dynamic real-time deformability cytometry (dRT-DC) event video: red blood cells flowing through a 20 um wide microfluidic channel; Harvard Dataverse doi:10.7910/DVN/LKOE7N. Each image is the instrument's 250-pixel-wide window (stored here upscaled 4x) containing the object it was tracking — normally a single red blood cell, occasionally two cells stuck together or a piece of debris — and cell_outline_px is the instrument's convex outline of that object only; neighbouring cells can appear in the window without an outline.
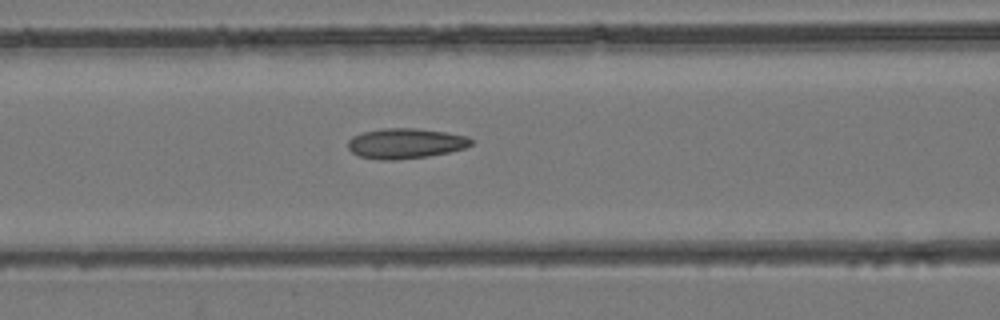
{"species": "common noctule bat (a hibernating species)", "species_latin": "Nyctalus noctula", "temperature_condition": "room temperature", "stored_images_in_passage": 40, "camera_frame_rate_fps": 3000, "um_per_image_px": 0.085, "animal": {"sex": "female", "body_mass_g": 24.6, "forearm_length_mm": 56.2}, "frame": {"image": 1, "passage_image": 19, "time_ms": 6.0, "image_size_px": [1000, 320], "cell_outline_px": [[476, 140], [472, 144], [464, 148], [448, 152], [428, 156], [396, 160], [380, 160], [360, 156], [352, 152], [348, 148], [348, 140], [352, 136], [364, 132], [384, 128], [416, 128], [444, 132], [468, 136]], "centroid_in_image_um": [34.48, 12.19], "position_along_channel_um": 132.1, "area_um2": 21.73}}
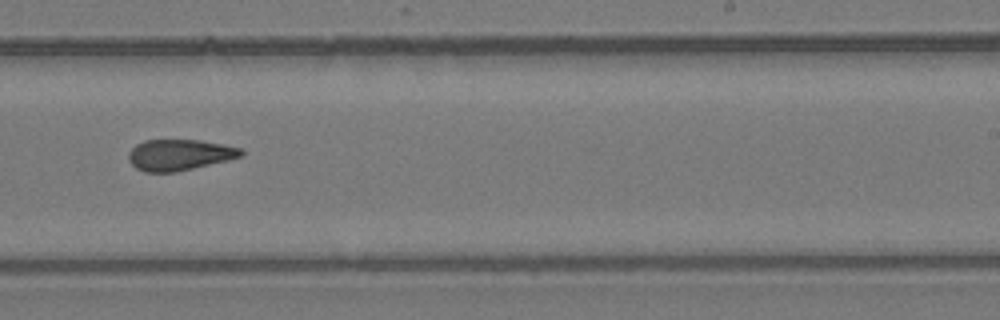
{"frame": {"image": 2, "passage_image": 28, "time_ms": 9.0, "image_size_px": [1000, 320], "cell_outline_px": [[244, 152], [240, 156], [228, 160], [176, 172], [144, 172], [136, 168], [128, 160], [128, 152], [136, 144], [144, 140], [200, 140], [240, 148]], "centroid_in_image_um": [15.2, 13.16], "position_along_channel_um": 273.8, "area_um2": 20.23}}
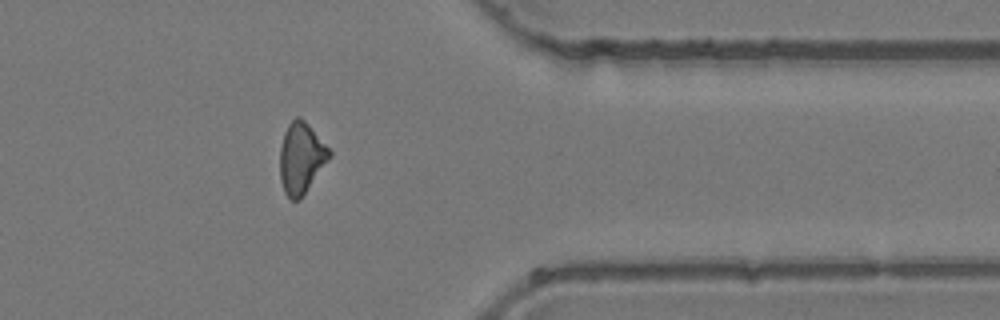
{"frame": {"image": 3, "passage_image": 36, "time_ms": 11.667, "image_size_px": [1000, 320], "cell_outline_px": [[332, 156], [300, 200], [292, 200], [284, 192], [280, 180], [280, 148], [284, 132], [288, 124], [296, 116], [300, 116], [308, 124], [332, 152]], "centroid_in_image_um": [25.6, 13.44], "position_along_channel_um": 385.8, "area_um2": 20.52}}